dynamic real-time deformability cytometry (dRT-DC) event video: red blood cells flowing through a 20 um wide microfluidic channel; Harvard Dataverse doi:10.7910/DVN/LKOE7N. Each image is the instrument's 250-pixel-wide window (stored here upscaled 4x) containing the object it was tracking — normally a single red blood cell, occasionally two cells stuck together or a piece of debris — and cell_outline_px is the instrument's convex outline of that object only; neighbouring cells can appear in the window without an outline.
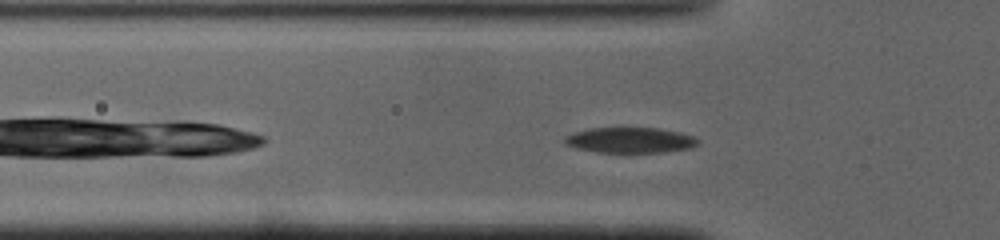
{"species": "common noctule bat (a hibernating species)", "species_latin": "Nyctalus noctula", "temperature_condition": "cold", "stored_images_in_passage": 41, "camera_frame_rate_fps": 3000, "um_per_image_px": 0.085, "animal": {"sex": "male", "body_mass_g": 19.0, "forearm_length_mm": 50.8}, "frame": {"image": 1, "passage_image": 4, "time_ms": 1.0, "image_size_px": [1000, 240], "cell_outline_px": [[700, 144], [692, 148], [664, 152], [596, 152], [576, 148], [564, 144], [564, 136], [588, 128], [660, 128], [680, 132], [692, 136], [700, 140]], "centroid_in_image_um": [53.58, 11.91], "position_along_channel_um": 72.2, "area_um2": 19.94}}
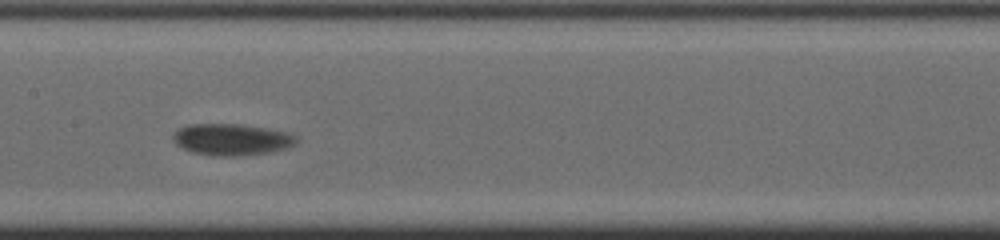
{"frame": {"image": 2, "passage_image": 13, "time_ms": 4.0, "image_size_px": [1000, 240], "cell_outline_px": [[300, 140], [296, 144], [272, 152], [240, 156], [216, 156], [192, 152], [176, 144], [172, 140], [172, 136], [180, 128], [188, 124], [240, 124], [288, 132], [296, 136]], "centroid_in_image_um": [19.71, 11.86], "position_along_channel_um": 187.7, "area_um2": 22.72}}
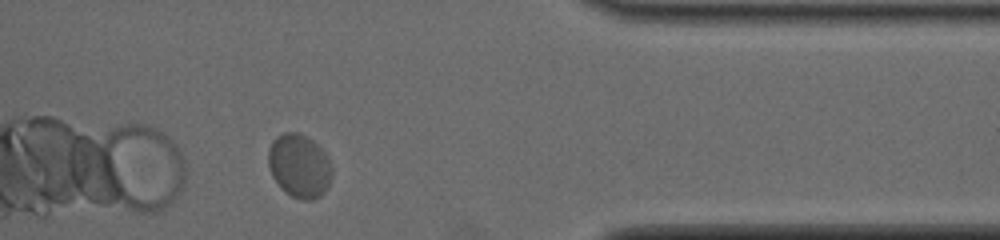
{"frame": {"image": 3, "passage_image": 30, "time_ms": 9.667, "image_size_px": [1000, 240], "cell_outline_px": [[332, 176], [324, 192], [320, 196], [312, 200], [300, 200], [292, 196], [280, 188], [272, 176], [268, 164], [268, 148], [272, 140], [276, 136], [284, 132], [296, 132], [312, 140], [328, 156], [332, 168]], "centroid_in_image_um": [25.42, 14.1], "position_along_channel_um": 386.0, "area_um2": 23.7}, "authors_computed_cell_mechanics": {"area_um2": 22.3108, "velocity_mm_per_s": 3.8567, "shape_relaxation_time_tau1_ms": 1.9952, "shape_relaxation_time_tau2_ms": null, "deformation_change_tau1": 0.0972, "deformation_change_tau2": null}}